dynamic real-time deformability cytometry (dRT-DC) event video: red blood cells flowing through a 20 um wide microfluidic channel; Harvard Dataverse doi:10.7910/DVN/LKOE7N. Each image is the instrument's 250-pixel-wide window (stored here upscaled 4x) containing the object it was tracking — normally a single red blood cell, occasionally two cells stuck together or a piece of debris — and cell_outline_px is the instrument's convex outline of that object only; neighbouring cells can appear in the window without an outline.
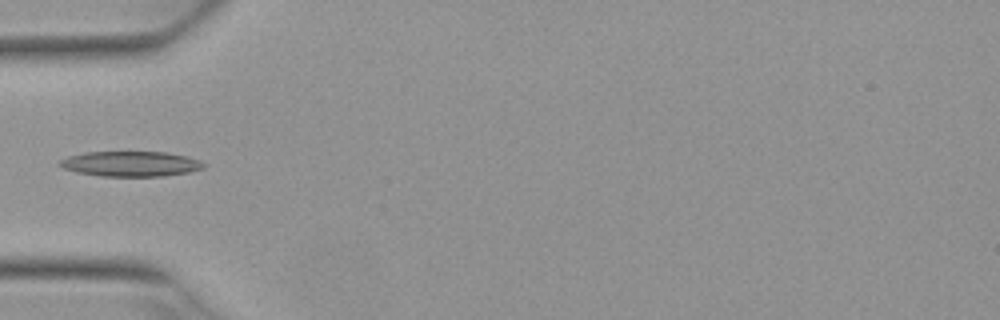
{"species": "Egyptian fruit bat (a non-hibernating species)", "species_latin": "Rousettus aegyptiacus", "temperature_condition": "warm", "stored_images_in_passage": 5, "camera_frame_rate_fps": 3000, "um_per_image_px": 0.085, "animal": {"sex": "female"}, "frame": {"image": 1, "passage_image": 5, "time_ms": 1.333, "image_size_px": [1000, 320], "cell_outline_px": [[208, 164], [204, 168], [188, 172], [164, 176], [100, 176], [76, 172], [64, 168], [56, 164], [60, 160], [68, 156], [84, 152], [164, 152], [184, 156], [200, 160]], "centroid_in_image_um": [11.1, 13.93], "position_along_channel_um": 73.9, "area_um2": 21.15}}